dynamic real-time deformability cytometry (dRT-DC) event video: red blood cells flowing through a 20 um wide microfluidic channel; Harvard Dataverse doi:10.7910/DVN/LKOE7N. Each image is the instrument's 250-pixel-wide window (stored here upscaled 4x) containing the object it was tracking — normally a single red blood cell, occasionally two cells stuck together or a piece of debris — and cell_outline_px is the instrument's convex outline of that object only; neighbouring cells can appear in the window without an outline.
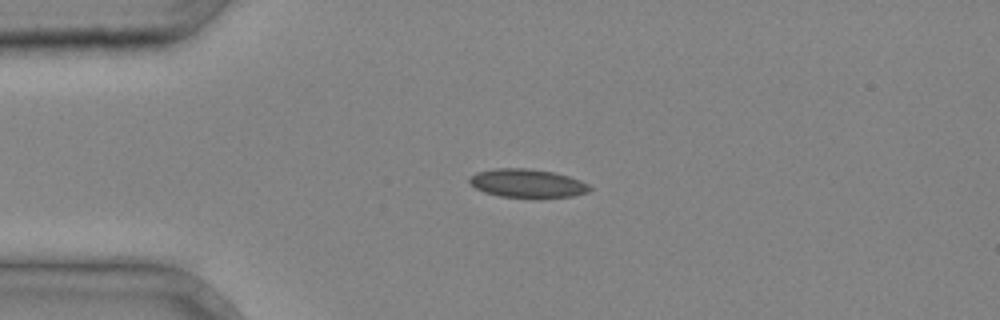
{"species": "common noctule bat (a hibernating species)", "species_latin": "Nyctalus noctula", "temperature_condition": "cold", "stored_images_in_passage": 2, "camera_frame_rate_fps": 3000, "um_per_image_px": 0.085, "animal": {"sex": "male", "body_mass_g": 20.4}, "frame": {"image": 1, "passage_image": 2, "time_ms": 0.333, "image_size_px": [1000, 320], "cell_outline_px": [[592, 188], [588, 192], [572, 196], [540, 200], [500, 196], [484, 192], [476, 188], [468, 180], [468, 176], [476, 172], [496, 168], [528, 168], [552, 172], [568, 176], [580, 180], [588, 184]], "centroid_in_image_um": [44.83, 15.61], "position_along_channel_um": 40.2, "area_um2": 20.58}}